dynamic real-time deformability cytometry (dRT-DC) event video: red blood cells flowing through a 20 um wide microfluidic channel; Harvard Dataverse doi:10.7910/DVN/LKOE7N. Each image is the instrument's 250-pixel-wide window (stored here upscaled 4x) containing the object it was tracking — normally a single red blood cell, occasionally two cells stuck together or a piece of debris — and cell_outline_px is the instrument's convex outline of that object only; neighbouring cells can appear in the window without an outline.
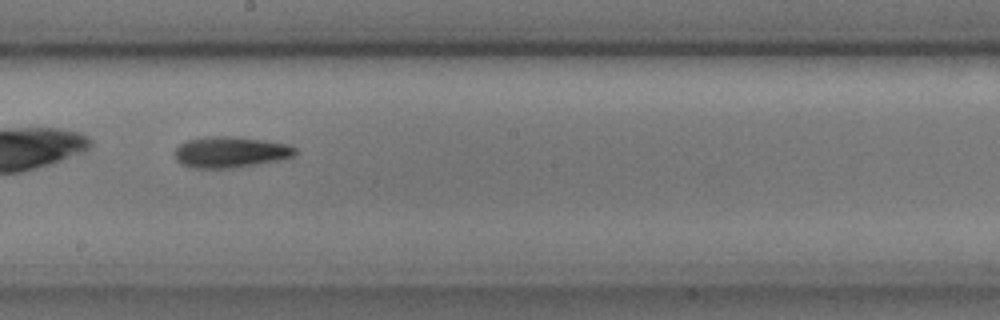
{"species": "common noctule bat (a hibernating species)", "species_latin": "Nyctalus noctula", "temperature_condition": "cold", "stored_images_in_passage": 36, "camera_frame_rate_fps": 3000, "um_per_image_px": 0.085, "animal": {"sex": "male", "body_mass_g": 17.9, "forearm_length_mm": 54.2}, "frame": {"image": 1, "passage_image": 16, "time_ms": 5.0, "image_size_px": [1000, 320], "cell_outline_px": [[296, 152], [292, 156], [280, 160], [232, 168], [192, 168], [180, 164], [176, 160], [176, 148], [180, 144], [188, 140], [208, 136], [232, 136], [268, 140], [288, 144], [296, 148]], "centroid_in_image_um": [19.59, 12.92], "position_along_channel_um": 228.6, "area_um2": 21.85}}